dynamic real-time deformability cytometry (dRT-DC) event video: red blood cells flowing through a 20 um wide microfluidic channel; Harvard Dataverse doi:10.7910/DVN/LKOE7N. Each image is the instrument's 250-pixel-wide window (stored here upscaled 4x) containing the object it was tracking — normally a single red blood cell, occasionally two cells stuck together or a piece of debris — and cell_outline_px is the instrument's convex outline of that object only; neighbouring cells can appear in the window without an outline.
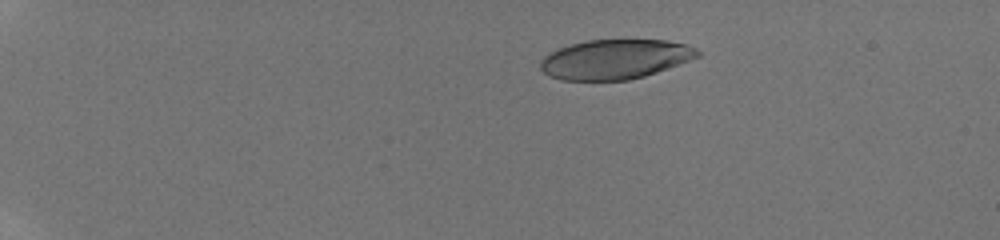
{"species": "human", "species_latin": "Homo sapiens", "temperature_condition": "room temperature", "stored_images_in_passage": 6, "camera_frame_rate_fps": 3000, "um_per_image_px": 0.085, "donor": {"sex": "male"}, "frame": {"image": 1, "passage_image": 4, "time_ms": 3.333, "image_size_px": [1000, 240], "cell_outline_px": [[700, 56], [656, 72], [644, 76], [628, 80], [560, 80], [548, 76], [540, 68], [540, 60], [544, 56], [560, 48], [572, 44], [588, 40], [664, 40], [684, 44], [696, 48], [700, 52]], "centroid_in_image_um": [52.26, 5.04], "position_along_channel_um": 32.7, "area_um2": 36.01}}